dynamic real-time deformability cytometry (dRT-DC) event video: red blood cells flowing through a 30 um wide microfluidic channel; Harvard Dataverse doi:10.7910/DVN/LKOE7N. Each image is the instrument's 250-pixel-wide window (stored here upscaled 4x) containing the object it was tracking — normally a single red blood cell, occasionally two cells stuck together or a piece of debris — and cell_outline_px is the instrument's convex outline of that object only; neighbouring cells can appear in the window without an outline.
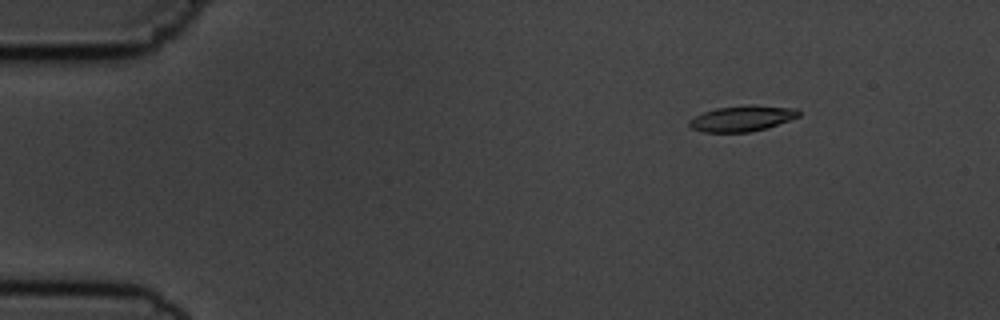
{"species": "common noctule bat (a hibernating species)", "species_latin": "Nyctalus noctula", "temperature_condition": "cold", "stored_images_in_passage": 8, "camera_frame_rate_fps": 3000, "um_per_image_px": 0.085, "animal": {"sex": "male", "body_mass_g": 19.5, "forearm_length_mm": 54.6}, "frame": {"image": 1, "passage_image": 3, "time_ms": 2.333, "image_size_px": [1000, 320], "cell_outline_px": [[800, 116], [764, 128], [748, 132], [704, 132], [692, 128], [688, 124], [688, 120], [704, 112], [716, 108], [748, 104], [796, 108], [800, 112]], "centroid_in_image_um": [63.06, 10.05], "position_along_channel_um": 21.9, "area_um2": 16.24}}
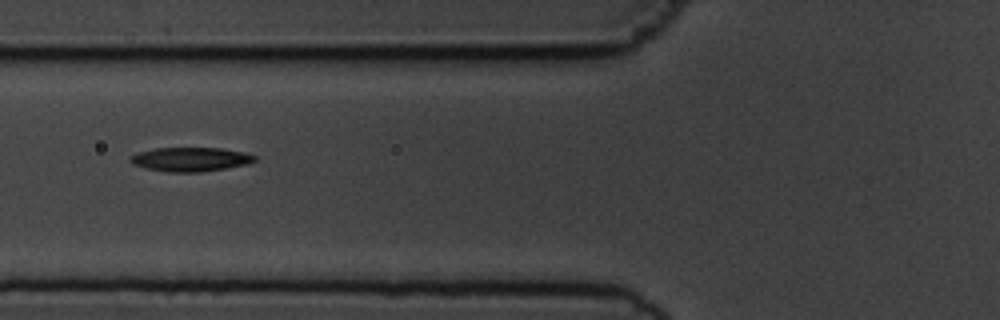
{"frame": {"image": 2, "passage_image": 7, "time_ms": 7.0, "image_size_px": [1000, 320], "cell_outline_px": [[256, 160], [248, 164], [200, 172], [168, 172], [144, 168], [132, 164], [128, 160], [132, 156], [140, 152], [156, 148], [220, 148], [244, 152], [256, 156]], "centroid_in_image_um": [16.19, 13.54], "position_along_channel_um": 109.6, "area_um2": 17.34}}
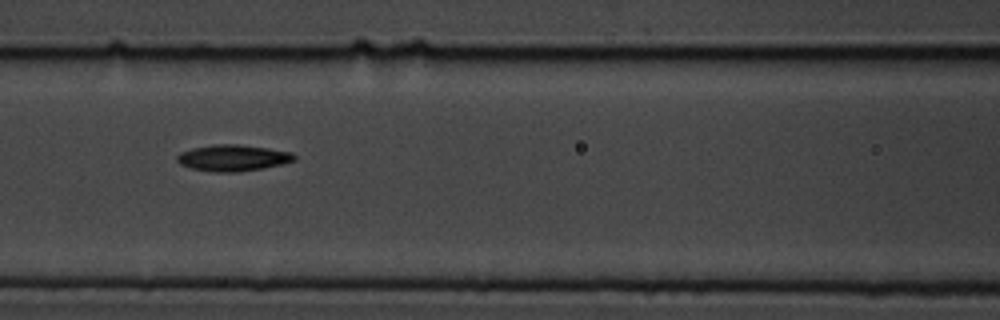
{"frame": {"image": 3, "passage_image": 8, "time_ms": 8.0, "image_size_px": [1000, 320], "cell_outline_px": [[296, 160], [264, 168], [236, 172], [212, 172], [192, 168], [180, 164], [176, 160], [176, 156], [180, 152], [192, 148], [212, 144], [236, 144], [268, 148], [292, 152], [296, 156]], "centroid_in_image_um": [19.78, 13.41], "position_along_channel_um": 146.8, "area_um2": 18.03}}